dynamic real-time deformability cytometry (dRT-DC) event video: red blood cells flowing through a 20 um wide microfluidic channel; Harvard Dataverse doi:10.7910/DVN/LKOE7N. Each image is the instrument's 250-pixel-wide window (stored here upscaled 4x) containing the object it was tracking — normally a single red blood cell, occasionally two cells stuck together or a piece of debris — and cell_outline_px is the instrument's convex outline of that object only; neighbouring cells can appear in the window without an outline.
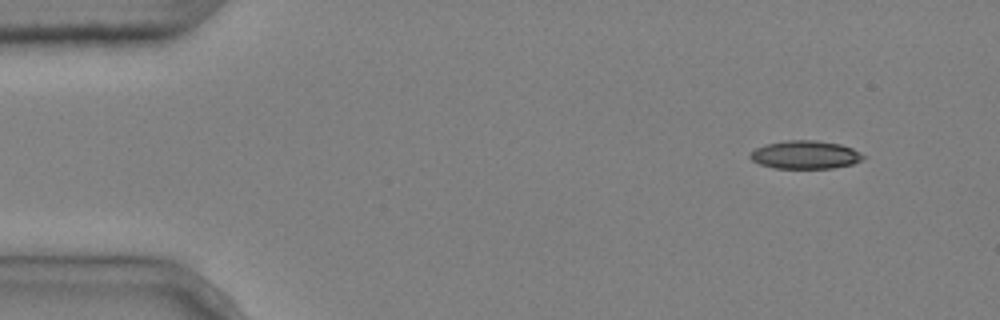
{"species": "common noctule bat (a hibernating species)", "species_latin": "Nyctalus noctula", "temperature_condition": "cold", "stored_images_in_passage": 5, "camera_frame_rate_fps": 3000, "um_per_image_px": 0.085, "animal": {"sex": "male", "body_mass_g": 20.4}, "frame": {"image": 1, "passage_image": 1, "time_ms": 0.0, "image_size_px": [1000, 320], "cell_outline_px": [[864, 160], [852, 164], [832, 168], [776, 168], [760, 164], [752, 160], [748, 156], [748, 152], [764, 144], [784, 140], [816, 140], [840, 144], [852, 148], [860, 152], [864, 156]], "centroid_in_image_um": [68.42, 13.14], "position_along_channel_um": 16.6, "area_um2": 18.73}}